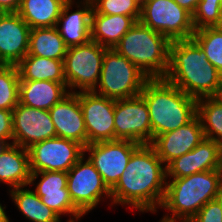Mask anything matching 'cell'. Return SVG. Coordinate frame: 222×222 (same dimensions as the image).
Masks as SVG:
<instances>
[{
    "label": "cell",
    "instance_id": "f6af8a7d",
    "mask_svg": "<svg viewBox=\"0 0 222 222\" xmlns=\"http://www.w3.org/2000/svg\"><path fill=\"white\" fill-rule=\"evenodd\" d=\"M6 64L0 59V70L5 66Z\"/></svg>",
    "mask_w": 222,
    "mask_h": 222
},
{
    "label": "cell",
    "instance_id": "4fadbf2b",
    "mask_svg": "<svg viewBox=\"0 0 222 222\" xmlns=\"http://www.w3.org/2000/svg\"><path fill=\"white\" fill-rule=\"evenodd\" d=\"M83 111L87 145L115 140V99L98 95L93 91H79Z\"/></svg>",
    "mask_w": 222,
    "mask_h": 222
},
{
    "label": "cell",
    "instance_id": "836d02e7",
    "mask_svg": "<svg viewBox=\"0 0 222 222\" xmlns=\"http://www.w3.org/2000/svg\"><path fill=\"white\" fill-rule=\"evenodd\" d=\"M0 138L13 140V118L11 110L0 109Z\"/></svg>",
    "mask_w": 222,
    "mask_h": 222
},
{
    "label": "cell",
    "instance_id": "bcb514c9",
    "mask_svg": "<svg viewBox=\"0 0 222 222\" xmlns=\"http://www.w3.org/2000/svg\"><path fill=\"white\" fill-rule=\"evenodd\" d=\"M74 218H70V220H68V222H75V220H73Z\"/></svg>",
    "mask_w": 222,
    "mask_h": 222
},
{
    "label": "cell",
    "instance_id": "ac0fdd59",
    "mask_svg": "<svg viewBox=\"0 0 222 222\" xmlns=\"http://www.w3.org/2000/svg\"><path fill=\"white\" fill-rule=\"evenodd\" d=\"M30 26L17 12H0V59L17 65L29 49Z\"/></svg>",
    "mask_w": 222,
    "mask_h": 222
},
{
    "label": "cell",
    "instance_id": "d6986e66",
    "mask_svg": "<svg viewBox=\"0 0 222 222\" xmlns=\"http://www.w3.org/2000/svg\"><path fill=\"white\" fill-rule=\"evenodd\" d=\"M55 126L56 137L69 139L87 146V133L83 111L79 102V91L69 93L49 110Z\"/></svg>",
    "mask_w": 222,
    "mask_h": 222
},
{
    "label": "cell",
    "instance_id": "f1b7e54d",
    "mask_svg": "<svg viewBox=\"0 0 222 222\" xmlns=\"http://www.w3.org/2000/svg\"><path fill=\"white\" fill-rule=\"evenodd\" d=\"M192 39L207 55L208 61L222 75V31L214 27L195 30Z\"/></svg>",
    "mask_w": 222,
    "mask_h": 222
},
{
    "label": "cell",
    "instance_id": "74e56055",
    "mask_svg": "<svg viewBox=\"0 0 222 222\" xmlns=\"http://www.w3.org/2000/svg\"><path fill=\"white\" fill-rule=\"evenodd\" d=\"M4 208L2 204H0V222H9L8 216L6 215V212L4 211Z\"/></svg>",
    "mask_w": 222,
    "mask_h": 222
},
{
    "label": "cell",
    "instance_id": "44dd1931",
    "mask_svg": "<svg viewBox=\"0 0 222 222\" xmlns=\"http://www.w3.org/2000/svg\"><path fill=\"white\" fill-rule=\"evenodd\" d=\"M66 89V83L20 80L19 103L31 108L50 110L70 93Z\"/></svg>",
    "mask_w": 222,
    "mask_h": 222
},
{
    "label": "cell",
    "instance_id": "d6a6232c",
    "mask_svg": "<svg viewBox=\"0 0 222 222\" xmlns=\"http://www.w3.org/2000/svg\"><path fill=\"white\" fill-rule=\"evenodd\" d=\"M189 222H222V209L215 199L206 203Z\"/></svg>",
    "mask_w": 222,
    "mask_h": 222
},
{
    "label": "cell",
    "instance_id": "8992f818",
    "mask_svg": "<svg viewBox=\"0 0 222 222\" xmlns=\"http://www.w3.org/2000/svg\"><path fill=\"white\" fill-rule=\"evenodd\" d=\"M149 78L127 58L114 49H107L103 56L98 89L93 92L115 100L140 95ZM99 92H98V91Z\"/></svg>",
    "mask_w": 222,
    "mask_h": 222
},
{
    "label": "cell",
    "instance_id": "d4e9b609",
    "mask_svg": "<svg viewBox=\"0 0 222 222\" xmlns=\"http://www.w3.org/2000/svg\"><path fill=\"white\" fill-rule=\"evenodd\" d=\"M17 68L20 80L53 81L66 83L63 60L26 55Z\"/></svg>",
    "mask_w": 222,
    "mask_h": 222
},
{
    "label": "cell",
    "instance_id": "5bb4252c",
    "mask_svg": "<svg viewBox=\"0 0 222 222\" xmlns=\"http://www.w3.org/2000/svg\"><path fill=\"white\" fill-rule=\"evenodd\" d=\"M13 141L15 145L30 148L37 142L56 137L49 110L27 107L18 103L12 110Z\"/></svg>",
    "mask_w": 222,
    "mask_h": 222
},
{
    "label": "cell",
    "instance_id": "cb8c5ba5",
    "mask_svg": "<svg viewBox=\"0 0 222 222\" xmlns=\"http://www.w3.org/2000/svg\"><path fill=\"white\" fill-rule=\"evenodd\" d=\"M68 0H22L17 13L30 26L44 28L56 26L62 8Z\"/></svg>",
    "mask_w": 222,
    "mask_h": 222
},
{
    "label": "cell",
    "instance_id": "e575fe53",
    "mask_svg": "<svg viewBox=\"0 0 222 222\" xmlns=\"http://www.w3.org/2000/svg\"><path fill=\"white\" fill-rule=\"evenodd\" d=\"M22 0H0V12H17Z\"/></svg>",
    "mask_w": 222,
    "mask_h": 222
},
{
    "label": "cell",
    "instance_id": "7402d4cb",
    "mask_svg": "<svg viewBox=\"0 0 222 222\" xmlns=\"http://www.w3.org/2000/svg\"><path fill=\"white\" fill-rule=\"evenodd\" d=\"M136 21L125 15H91V40L108 49H114L121 38L134 26Z\"/></svg>",
    "mask_w": 222,
    "mask_h": 222
},
{
    "label": "cell",
    "instance_id": "484cf974",
    "mask_svg": "<svg viewBox=\"0 0 222 222\" xmlns=\"http://www.w3.org/2000/svg\"><path fill=\"white\" fill-rule=\"evenodd\" d=\"M67 50L68 46L63 41L56 26L30 30L27 55L64 60Z\"/></svg>",
    "mask_w": 222,
    "mask_h": 222
},
{
    "label": "cell",
    "instance_id": "ffe728a7",
    "mask_svg": "<svg viewBox=\"0 0 222 222\" xmlns=\"http://www.w3.org/2000/svg\"><path fill=\"white\" fill-rule=\"evenodd\" d=\"M74 2L68 0L61 11V15L57 21L56 27L65 44L70 46L86 44L91 40V15L92 2L91 0H83L80 4L83 8L71 12L69 10ZM59 24H63L59 28Z\"/></svg>",
    "mask_w": 222,
    "mask_h": 222
},
{
    "label": "cell",
    "instance_id": "5b68a950",
    "mask_svg": "<svg viewBox=\"0 0 222 222\" xmlns=\"http://www.w3.org/2000/svg\"><path fill=\"white\" fill-rule=\"evenodd\" d=\"M171 41L137 21L114 47L149 79L164 78L169 67Z\"/></svg>",
    "mask_w": 222,
    "mask_h": 222
},
{
    "label": "cell",
    "instance_id": "d590c367",
    "mask_svg": "<svg viewBox=\"0 0 222 222\" xmlns=\"http://www.w3.org/2000/svg\"><path fill=\"white\" fill-rule=\"evenodd\" d=\"M180 7L185 8L188 12L193 14L198 6L200 0H174Z\"/></svg>",
    "mask_w": 222,
    "mask_h": 222
},
{
    "label": "cell",
    "instance_id": "e0dca14e",
    "mask_svg": "<svg viewBox=\"0 0 222 222\" xmlns=\"http://www.w3.org/2000/svg\"><path fill=\"white\" fill-rule=\"evenodd\" d=\"M204 139L202 124L196 115L186 125L156 136L150 145L165 166H167L175 158L191 151Z\"/></svg>",
    "mask_w": 222,
    "mask_h": 222
},
{
    "label": "cell",
    "instance_id": "30bf717a",
    "mask_svg": "<svg viewBox=\"0 0 222 222\" xmlns=\"http://www.w3.org/2000/svg\"><path fill=\"white\" fill-rule=\"evenodd\" d=\"M29 151L30 172H68L85 154L84 147L72 140L60 137L33 144Z\"/></svg>",
    "mask_w": 222,
    "mask_h": 222
},
{
    "label": "cell",
    "instance_id": "603a6c76",
    "mask_svg": "<svg viewBox=\"0 0 222 222\" xmlns=\"http://www.w3.org/2000/svg\"><path fill=\"white\" fill-rule=\"evenodd\" d=\"M30 175L28 149L12 144L0 157V182L12 188L27 187Z\"/></svg>",
    "mask_w": 222,
    "mask_h": 222
},
{
    "label": "cell",
    "instance_id": "7a4b0ae2",
    "mask_svg": "<svg viewBox=\"0 0 222 222\" xmlns=\"http://www.w3.org/2000/svg\"><path fill=\"white\" fill-rule=\"evenodd\" d=\"M164 79L187 95L200 99L216 96L222 75L193 39L170 43L169 67Z\"/></svg>",
    "mask_w": 222,
    "mask_h": 222
},
{
    "label": "cell",
    "instance_id": "2e32d148",
    "mask_svg": "<svg viewBox=\"0 0 222 222\" xmlns=\"http://www.w3.org/2000/svg\"><path fill=\"white\" fill-rule=\"evenodd\" d=\"M167 178L189 176L209 170H222V145L205 138L186 154L175 158L167 166Z\"/></svg>",
    "mask_w": 222,
    "mask_h": 222
},
{
    "label": "cell",
    "instance_id": "3957f363",
    "mask_svg": "<svg viewBox=\"0 0 222 222\" xmlns=\"http://www.w3.org/2000/svg\"><path fill=\"white\" fill-rule=\"evenodd\" d=\"M140 95L149 110L151 142L156 136L186 125L197 115V99L164 78L149 79Z\"/></svg>",
    "mask_w": 222,
    "mask_h": 222
},
{
    "label": "cell",
    "instance_id": "4316f807",
    "mask_svg": "<svg viewBox=\"0 0 222 222\" xmlns=\"http://www.w3.org/2000/svg\"><path fill=\"white\" fill-rule=\"evenodd\" d=\"M17 187L9 191L19 211L32 222H61L60 216L42 203L32 190Z\"/></svg>",
    "mask_w": 222,
    "mask_h": 222
},
{
    "label": "cell",
    "instance_id": "9c48e42d",
    "mask_svg": "<svg viewBox=\"0 0 222 222\" xmlns=\"http://www.w3.org/2000/svg\"><path fill=\"white\" fill-rule=\"evenodd\" d=\"M85 154L67 172V188L73 204L85 215L98 205L103 194L111 198V190Z\"/></svg>",
    "mask_w": 222,
    "mask_h": 222
},
{
    "label": "cell",
    "instance_id": "4dcf8cb0",
    "mask_svg": "<svg viewBox=\"0 0 222 222\" xmlns=\"http://www.w3.org/2000/svg\"><path fill=\"white\" fill-rule=\"evenodd\" d=\"M96 13L105 15H125L139 21L141 8L134 0H91Z\"/></svg>",
    "mask_w": 222,
    "mask_h": 222
},
{
    "label": "cell",
    "instance_id": "1f68e13d",
    "mask_svg": "<svg viewBox=\"0 0 222 222\" xmlns=\"http://www.w3.org/2000/svg\"><path fill=\"white\" fill-rule=\"evenodd\" d=\"M222 5L198 4L192 14V22L195 30L206 27H214L218 21Z\"/></svg>",
    "mask_w": 222,
    "mask_h": 222
},
{
    "label": "cell",
    "instance_id": "6da1fadb",
    "mask_svg": "<svg viewBox=\"0 0 222 222\" xmlns=\"http://www.w3.org/2000/svg\"><path fill=\"white\" fill-rule=\"evenodd\" d=\"M167 169L150 144H141L131 155L125 171L111 189L113 204L138 211L156 212L165 195ZM157 205V206H156Z\"/></svg>",
    "mask_w": 222,
    "mask_h": 222
},
{
    "label": "cell",
    "instance_id": "7c38bea8",
    "mask_svg": "<svg viewBox=\"0 0 222 222\" xmlns=\"http://www.w3.org/2000/svg\"><path fill=\"white\" fill-rule=\"evenodd\" d=\"M141 144L129 140L102 141L88 144L84 152L111 190L125 171L132 153Z\"/></svg>",
    "mask_w": 222,
    "mask_h": 222
},
{
    "label": "cell",
    "instance_id": "b9f144b4",
    "mask_svg": "<svg viewBox=\"0 0 222 222\" xmlns=\"http://www.w3.org/2000/svg\"><path fill=\"white\" fill-rule=\"evenodd\" d=\"M216 200L219 202L220 206H221V209H222V186L219 190V194L218 196L216 197Z\"/></svg>",
    "mask_w": 222,
    "mask_h": 222
},
{
    "label": "cell",
    "instance_id": "f35d334b",
    "mask_svg": "<svg viewBox=\"0 0 222 222\" xmlns=\"http://www.w3.org/2000/svg\"><path fill=\"white\" fill-rule=\"evenodd\" d=\"M198 4L222 5V0H200Z\"/></svg>",
    "mask_w": 222,
    "mask_h": 222
},
{
    "label": "cell",
    "instance_id": "f546056e",
    "mask_svg": "<svg viewBox=\"0 0 222 222\" xmlns=\"http://www.w3.org/2000/svg\"><path fill=\"white\" fill-rule=\"evenodd\" d=\"M20 75L17 65L0 70V109L13 110L19 103Z\"/></svg>",
    "mask_w": 222,
    "mask_h": 222
},
{
    "label": "cell",
    "instance_id": "8fae6325",
    "mask_svg": "<svg viewBox=\"0 0 222 222\" xmlns=\"http://www.w3.org/2000/svg\"><path fill=\"white\" fill-rule=\"evenodd\" d=\"M114 125L115 140L151 143L149 110L141 95L115 100Z\"/></svg>",
    "mask_w": 222,
    "mask_h": 222
},
{
    "label": "cell",
    "instance_id": "83f0119b",
    "mask_svg": "<svg viewBox=\"0 0 222 222\" xmlns=\"http://www.w3.org/2000/svg\"><path fill=\"white\" fill-rule=\"evenodd\" d=\"M197 116L205 138L222 145V102L215 96L197 99Z\"/></svg>",
    "mask_w": 222,
    "mask_h": 222
},
{
    "label": "cell",
    "instance_id": "8d00e7d4",
    "mask_svg": "<svg viewBox=\"0 0 222 222\" xmlns=\"http://www.w3.org/2000/svg\"><path fill=\"white\" fill-rule=\"evenodd\" d=\"M12 144L8 143V139L0 138V157Z\"/></svg>",
    "mask_w": 222,
    "mask_h": 222
},
{
    "label": "cell",
    "instance_id": "ee69618b",
    "mask_svg": "<svg viewBox=\"0 0 222 222\" xmlns=\"http://www.w3.org/2000/svg\"><path fill=\"white\" fill-rule=\"evenodd\" d=\"M215 97L218 98L222 102V81H221V86L219 88V91Z\"/></svg>",
    "mask_w": 222,
    "mask_h": 222
},
{
    "label": "cell",
    "instance_id": "52a82bcc",
    "mask_svg": "<svg viewBox=\"0 0 222 222\" xmlns=\"http://www.w3.org/2000/svg\"><path fill=\"white\" fill-rule=\"evenodd\" d=\"M108 48L90 40L86 44L70 46L63 60L64 77L70 93L74 88L93 91L98 85L103 56Z\"/></svg>",
    "mask_w": 222,
    "mask_h": 222
},
{
    "label": "cell",
    "instance_id": "277c9868",
    "mask_svg": "<svg viewBox=\"0 0 222 222\" xmlns=\"http://www.w3.org/2000/svg\"><path fill=\"white\" fill-rule=\"evenodd\" d=\"M222 186V170H209L172 179L166 185L160 207L172 212V218L189 222L209 201L215 200Z\"/></svg>",
    "mask_w": 222,
    "mask_h": 222
},
{
    "label": "cell",
    "instance_id": "60d3db41",
    "mask_svg": "<svg viewBox=\"0 0 222 222\" xmlns=\"http://www.w3.org/2000/svg\"><path fill=\"white\" fill-rule=\"evenodd\" d=\"M177 220L179 219L172 218L171 216L167 215V216H164V218H162L160 222H177Z\"/></svg>",
    "mask_w": 222,
    "mask_h": 222
},
{
    "label": "cell",
    "instance_id": "9a60e30c",
    "mask_svg": "<svg viewBox=\"0 0 222 222\" xmlns=\"http://www.w3.org/2000/svg\"><path fill=\"white\" fill-rule=\"evenodd\" d=\"M40 175L35 193L40 197L42 203L51 208L60 217L62 214H71L79 220L84 214L73 204L67 188V172L41 171L31 173L28 185H32Z\"/></svg>",
    "mask_w": 222,
    "mask_h": 222
},
{
    "label": "cell",
    "instance_id": "ba28073f",
    "mask_svg": "<svg viewBox=\"0 0 222 222\" xmlns=\"http://www.w3.org/2000/svg\"><path fill=\"white\" fill-rule=\"evenodd\" d=\"M139 21L171 42L192 39L195 32L192 14L174 0H148Z\"/></svg>",
    "mask_w": 222,
    "mask_h": 222
},
{
    "label": "cell",
    "instance_id": "ab89813d",
    "mask_svg": "<svg viewBox=\"0 0 222 222\" xmlns=\"http://www.w3.org/2000/svg\"><path fill=\"white\" fill-rule=\"evenodd\" d=\"M214 28L219 31H222V8L220 9V14L217 23L215 24Z\"/></svg>",
    "mask_w": 222,
    "mask_h": 222
},
{
    "label": "cell",
    "instance_id": "7bdbcfd3",
    "mask_svg": "<svg viewBox=\"0 0 222 222\" xmlns=\"http://www.w3.org/2000/svg\"><path fill=\"white\" fill-rule=\"evenodd\" d=\"M134 1L140 8H142L148 0H134Z\"/></svg>",
    "mask_w": 222,
    "mask_h": 222
}]
</instances>
